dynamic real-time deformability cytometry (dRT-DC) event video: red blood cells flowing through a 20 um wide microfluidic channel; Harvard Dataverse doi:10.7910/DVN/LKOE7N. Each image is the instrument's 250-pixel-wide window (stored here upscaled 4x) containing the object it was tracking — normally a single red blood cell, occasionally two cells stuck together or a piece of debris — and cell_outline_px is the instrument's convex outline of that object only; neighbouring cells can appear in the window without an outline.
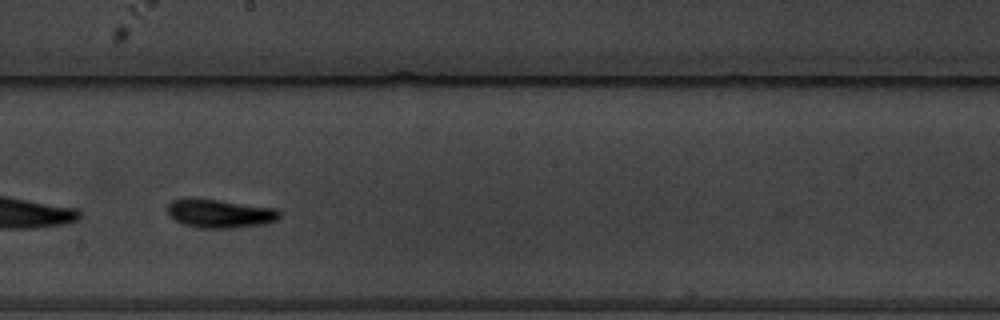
{"species": "common noctule bat (a hibernating species)", "species_latin": "Nyctalus noctula", "temperature_condition": "warm", "stored_images_in_passage": 9, "camera_frame_rate_fps": 3000, "um_per_image_px": 0.085, "animal": {"sex": "male", "body_mass_g": 19.5, "forearm_length_mm": 54.6}, "frame": {"image": 1, "passage_image": 7, "time_ms": 7.0, "image_size_px": [1000, 320], "cell_outline_px": [[280, 216], [276, 220], [264, 224], [232, 228], [196, 228], [184, 224], [176, 220], [168, 212], [168, 204], [172, 200], [216, 200], [276, 208], [280, 212]], "centroid_in_image_um": [18.74, 18.18], "position_along_channel_um": 229.5, "area_um2": 18.09}}
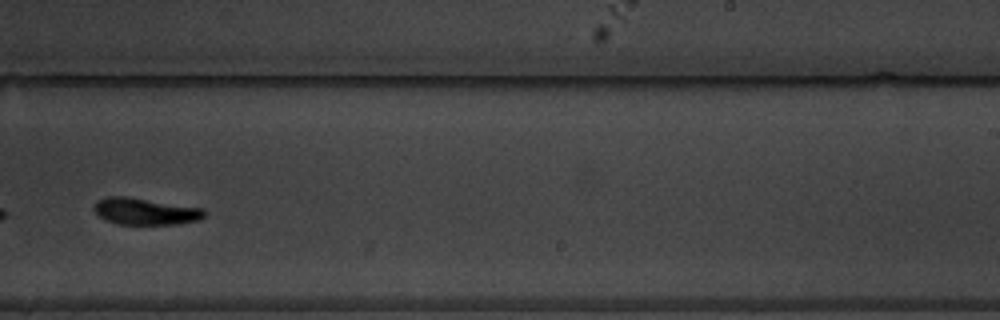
{"frame": {"image": 2, "passage_image": 8, "time_ms": 8.333, "image_size_px": [1000, 320], "cell_outline_px": [[204, 216], [200, 220], [176, 224], [116, 224], [100, 216], [96, 212], [96, 200], [104, 196], [124, 196], [204, 208]], "centroid_in_image_um": [12.37, 17.96], "position_along_channel_um": 276.6, "area_um2": 16.99}}